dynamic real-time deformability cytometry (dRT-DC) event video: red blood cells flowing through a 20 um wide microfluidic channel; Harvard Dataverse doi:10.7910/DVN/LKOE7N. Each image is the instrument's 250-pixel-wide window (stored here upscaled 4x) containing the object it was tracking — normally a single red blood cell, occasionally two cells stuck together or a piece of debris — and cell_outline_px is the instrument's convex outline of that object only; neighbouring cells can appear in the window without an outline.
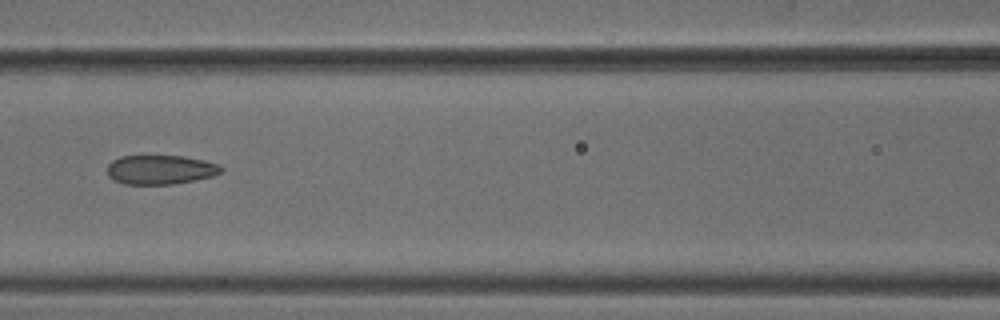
{"species": "common noctule bat (a hibernating species)", "species_latin": "Nyctalus noctula", "temperature_condition": "cold", "stored_images_in_passage": 5, "camera_frame_rate_fps": 3000, "um_per_image_px": 0.085, "animal": {"sex": "male", "body_mass_g": 18.8}, "frame": {"image": 1, "passage_image": 4, "time_ms": 1.0, "image_size_px": [1000, 320], "cell_outline_px": [[224, 168], [220, 172], [212, 176], [172, 184], [124, 184], [108, 176], [108, 164], [112, 160], [120, 156], [184, 156], [204, 160], [220, 164]], "centroid_in_image_um": [13.64, 14.41], "position_along_channel_um": 153.0, "area_um2": 19.31}}
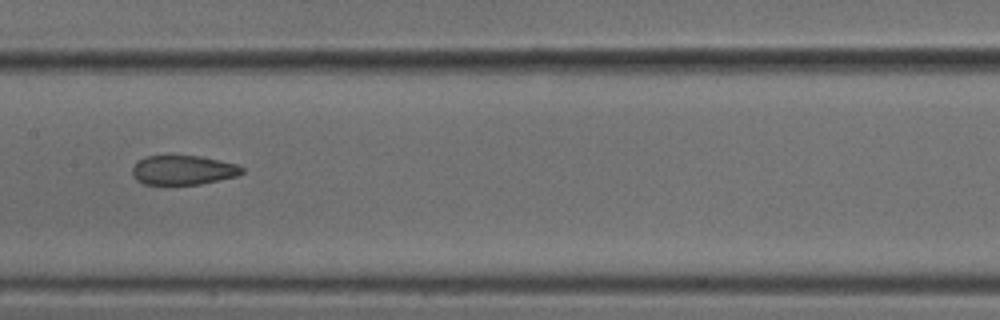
{"frame": {"image": 2, "passage_image": 5, "time_ms": 1.333, "image_size_px": [1000, 320], "cell_outline_px": [[244, 172], [240, 176], [200, 184], [144, 184], [136, 180], [132, 176], [132, 168], [144, 156], [200, 156], [236, 164], [244, 168]], "centroid_in_image_um": [15.59, 14.46], "position_along_channel_um": 191.8, "area_um2": 18.79}}